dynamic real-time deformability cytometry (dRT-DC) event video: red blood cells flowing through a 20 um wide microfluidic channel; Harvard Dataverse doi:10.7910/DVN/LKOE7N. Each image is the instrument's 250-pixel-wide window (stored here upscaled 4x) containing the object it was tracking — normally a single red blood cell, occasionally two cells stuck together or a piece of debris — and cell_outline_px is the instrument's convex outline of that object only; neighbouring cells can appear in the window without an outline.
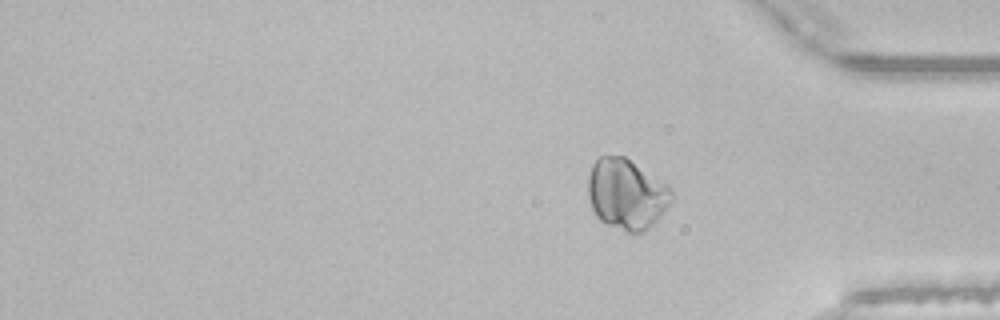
{"species": "common noctule bat (a hibernating species)", "species_latin": "Nyctalus noctula", "temperature_condition": "room temperature", "stored_images_in_passage": 44, "segment_of_instrument_passage": [2, 2], "camera_frame_rate_fps": 3000, "um_per_image_px": 0.085, "animal": {"sex": "male", "body_mass_g": 21.5, "forearm_length_mm": 52.0}, "frame": {"image": 1, "passage_image": 44, "time_ms": 14.333, "image_size_px": [1000, 320], "cell_outline_px": [[672, 200], [660, 216], [644, 232], [632, 236], [600, 220], [596, 216], [592, 208], [588, 196], [588, 176], [592, 164], [600, 156], [624, 156], [668, 184], [672, 188]], "centroid_in_image_um": [53.25, 16.52], "position_along_channel_um": 381.9, "area_um2": 34.56}}